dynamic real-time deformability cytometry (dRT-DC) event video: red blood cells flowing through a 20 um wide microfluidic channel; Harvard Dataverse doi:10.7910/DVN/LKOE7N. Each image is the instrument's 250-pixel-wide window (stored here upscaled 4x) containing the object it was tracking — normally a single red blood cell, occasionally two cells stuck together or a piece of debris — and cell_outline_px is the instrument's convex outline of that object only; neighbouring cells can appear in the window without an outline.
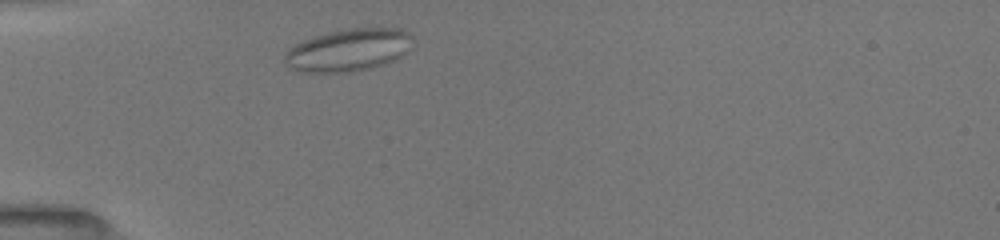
{"species": "common noctule bat (a hibernating species)", "species_latin": "Nyctalus noctula", "temperature_condition": "room temperature", "stored_images_in_passage": 41, "camera_frame_rate_fps": 3000, "um_per_image_px": 0.085, "animal": {"sex": "female", "body_mass_g": 19.5, "forearm_length_mm": 54.1}, "frame": {"image": 1, "passage_image": 2, "time_ms": 0.333, "image_size_px": [1000, 240], "cell_outline_px": [[404, 32], [400, 56], [396, 60], [360, 72], [300, 72], [292, 68], [284, 60], [284, 56], [296, 44], [304, 40], [316, 36], [348, 28], [396, 28]], "centroid_in_image_um": [29.46, 4.3], "position_along_channel_um": 55.5, "area_um2": 30.17}}
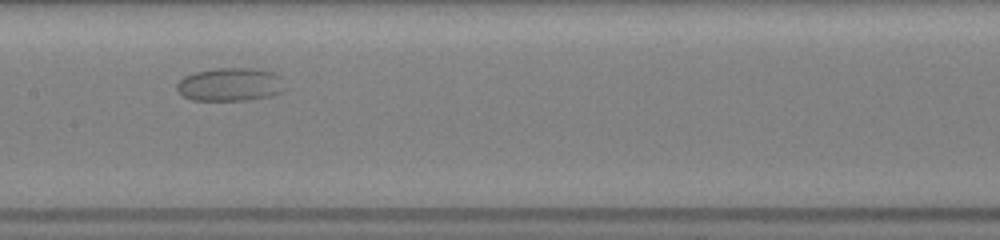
{"frame": {"image": 2, "passage_image": 14, "time_ms": 4.333, "image_size_px": [1000, 240], "cell_outline_px": [[280, 92], [268, 96], [244, 100], [192, 100], [184, 96], [176, 88], [176, 84], [184, 76], [196, 72], [216, 68], [256, 68], [272, 72], [280, 76]], "centroid_in_image_um": [19.49, 7.17], "position_along_channel_um": 187.9, "area_um2": 20.52}}
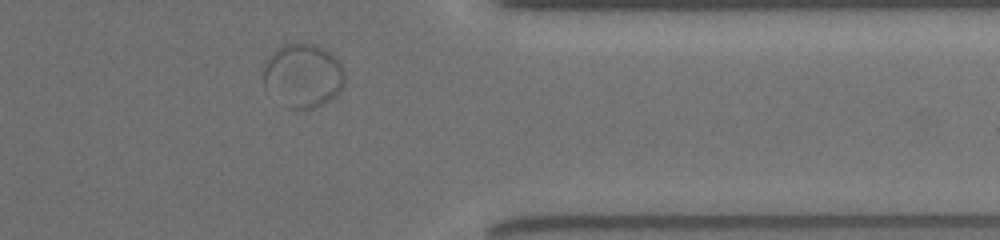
{"frame": {"image": 3, "passage_image": 31, "time_ms": 10.0, "image_size_px": [1000, 240], "cell_outline_px": [[344, 84], [328, 100], [312, 108], [288, 108], [264, 88], [264, 68], [268, 60], [276, 48], [284, 44], [312, 44], [324, 48], [340, 64], [344, 72]], "centroid_in_image_um": [25.72, 6.42], "position_along_channel_um": 385.7, "area_um2": 29.42}}